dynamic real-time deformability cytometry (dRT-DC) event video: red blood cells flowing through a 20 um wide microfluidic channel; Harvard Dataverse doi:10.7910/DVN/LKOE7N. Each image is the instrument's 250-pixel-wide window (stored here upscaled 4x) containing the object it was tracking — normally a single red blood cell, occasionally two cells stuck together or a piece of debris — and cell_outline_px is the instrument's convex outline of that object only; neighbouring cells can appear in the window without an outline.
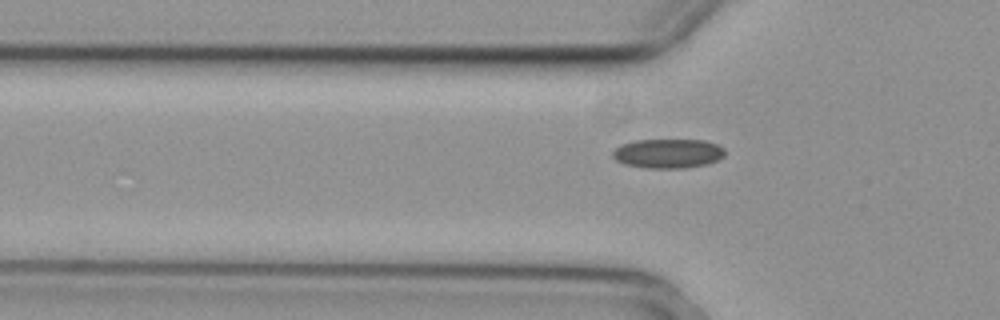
{"species": "common noctule bat (a hibernating species)", "species_latin": "Nyctalus noctula", "temperature_condition": "cold", "stored_images_in_passage": 38, "camera_frame_rate_fps": 3000, "um_per_image_px": 0.085, "animal": {"sex": "female", "body_mass_g": 29.2, "forearm_length_mm": 56.3}, "frame": {"image": 1, "passage_image": 8, "time_ms": 2.333, "image_size_px": [1000, 320], "cell_outline_px": [[724, 156], [716, 160], [704, 164], [684, 168], [648, 168], [624, 164], [616, 160], [612, 156], [612, 152], [620, 144], [636, 140], [704, 140], [716, 144], [724, 148]], "centroid_in_image_um": [56.75, 13.04], "position_along_channel_um": 69.1, "area_um2": 19.07}}
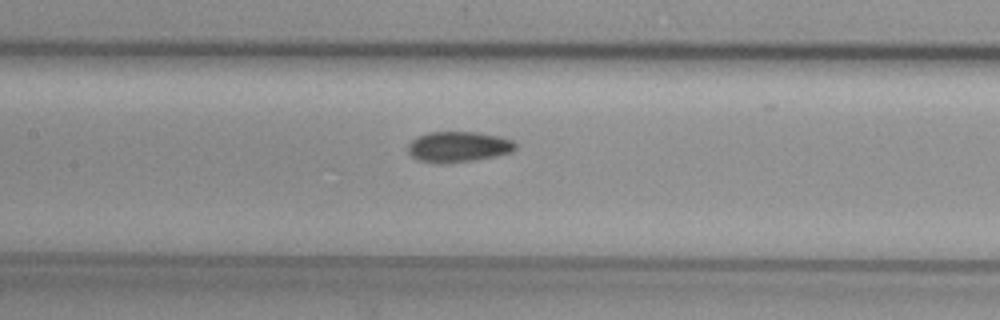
{"frame": {"image": 2, "passage_image": 16, "time_ms": 5.0, "image_size_px": [1000, 320], "cell_outline_px": [[516, 148], [512, 152], [472, 160], [440, 164], [416, 160], [408, 152], [408, 144], [416, 136], [428, 132], [480, 132], [500, 136], [512, 140], [516, 144]], "centroid_in_image_um": [38.93, 12.47], "position_along_channel_um": 168.5, "area_um2": 19.25}}
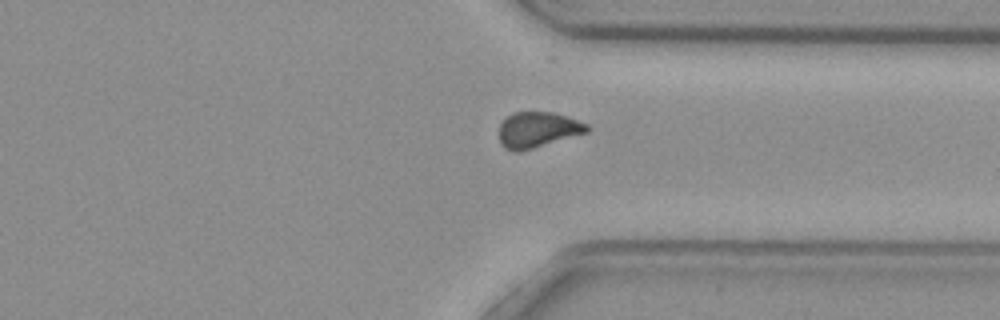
{"frame": {"image": 3, "passage_image": 32, "time_ms": 10.333, "image_size_px": [1000, 320], "cell_outline_px": [[592, 128], [588, 132], [520, 152], [516, 152], [504, 148], [500, 144], [500, 124], [512, 112], [552, 112], [568, 116], [588, 124]], "centroid_in_image_um": [45.73, 11.03], "position_along_channel_um": 365.7, "area_um2": 18.38}}